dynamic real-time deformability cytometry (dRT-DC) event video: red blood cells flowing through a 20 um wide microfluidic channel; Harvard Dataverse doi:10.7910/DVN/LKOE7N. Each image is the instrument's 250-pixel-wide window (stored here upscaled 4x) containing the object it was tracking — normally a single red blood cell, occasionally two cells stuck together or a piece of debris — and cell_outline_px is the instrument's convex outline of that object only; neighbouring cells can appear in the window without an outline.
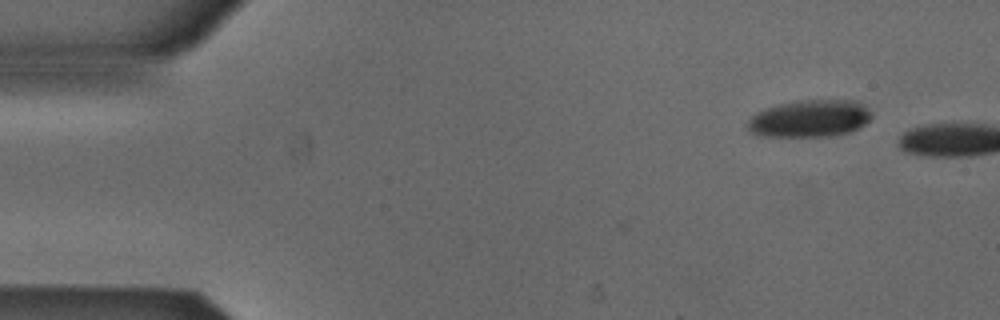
{"species": "Egyptian fruit bat (a non-hibernating species)", "species_latin": "Rousettus aegyptiacus", "temperature_condition": "cold", "stored_images_in_passage": 3, "camera_frame_rate_fps": 3000, "um_per_image_px": 0.085, "animal": {"sex": "male"}, "frame": {"image": 1, "passage_image": 3, "time_ms": 0.667, "image_size_px": [1000, 320], "cell_outline_px": [[872, 116], [860, 128], [852, 132], [832, 136], [768, 136], [752, 132], [748, 128], [748, 120], [756, 112], [764, 108], [796, 100], [856, 100]], "centroid_in_image_um": [68.82, 10.07], "position_along_channel_um": 16.2, "area_um2": 26.65}}